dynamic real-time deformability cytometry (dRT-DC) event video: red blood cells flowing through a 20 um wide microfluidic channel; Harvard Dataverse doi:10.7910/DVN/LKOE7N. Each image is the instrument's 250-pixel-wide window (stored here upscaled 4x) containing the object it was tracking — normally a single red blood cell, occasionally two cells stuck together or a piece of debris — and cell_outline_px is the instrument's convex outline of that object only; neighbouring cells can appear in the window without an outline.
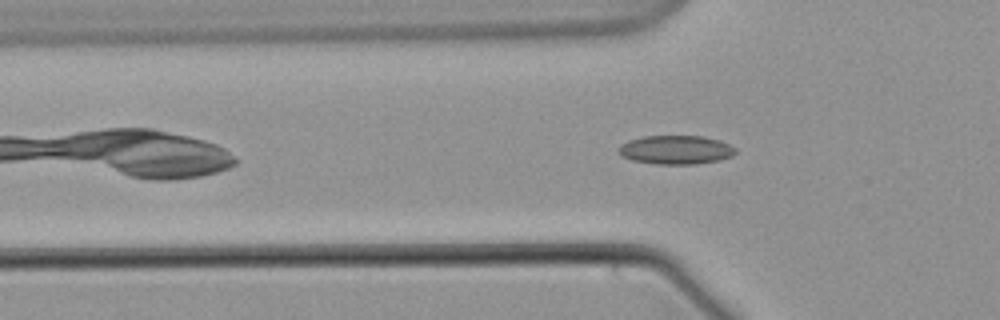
{"species": "common noctule bat (a hibernating species)", "species_latin": "Nyctalus noctula", "temperature_condition": "warm", "stored_images_in_passage": 49, "camera_frame_rate_fps": 3000, "um_per_image_px": 0.085, "animal": {"sex": "male", "body_mass_g": 21.5, "forearm_length_mm": 52.0}, "frame": {"image": 1, "passage_image": 8, "time_ms": 2.333, "image_size_px": [1000, 320], "cell_outline_px": [[736, 152], [732, 156], [720, 160], [696, 164], [656, 164], [632, 160], [620, 156], [620, 144], [628, 140], [644, 136], [704, 136], [720, 140], [736, 148]], "centroid_in_image_um": [57.46, 12.73], "position_along_channel_um": 68.3, "area_um2": 19.71}}
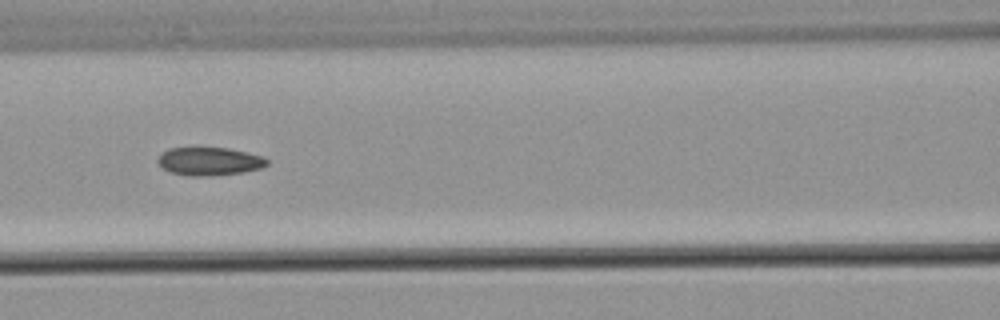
{"frame": {"image": 2, "passage_image": 15, "time_ms": 4.667, "image_size_px": [1000, 320], "cell_outline_px": [[268, 164], [264, 168], [244, 172], [212, 176], [188, 176], [172, 172], [164, 168], [156, 160], [168, 148], [228, 148], [264, 156], [268, 160]], "centroid_in_image_um": [17.86, 13.72], "position_along_channel_um": 148.7, "area_um2": 17.92}}